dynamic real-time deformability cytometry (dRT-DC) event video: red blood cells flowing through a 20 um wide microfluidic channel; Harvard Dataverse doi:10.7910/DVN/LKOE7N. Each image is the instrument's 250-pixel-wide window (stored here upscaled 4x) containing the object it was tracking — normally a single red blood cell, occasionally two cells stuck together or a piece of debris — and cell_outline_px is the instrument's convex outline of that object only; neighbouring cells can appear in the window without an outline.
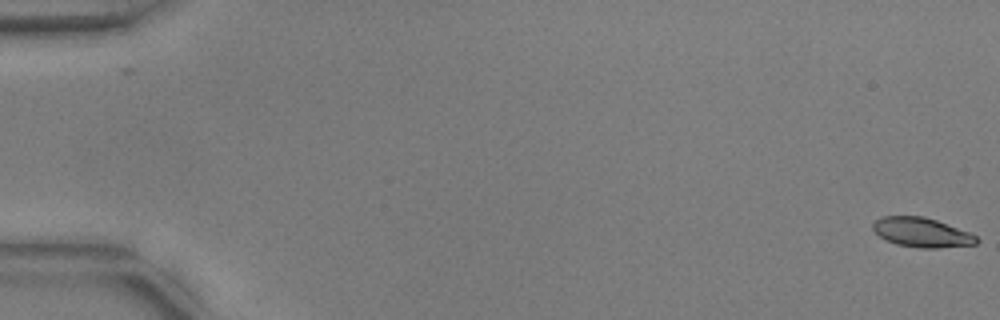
{"species": "common noctule bat (a hibernating species)", "species_latin": "Nyctalus noctula", "temperature_condition": "warm", "stored_images_in_passage": 55, "camera_frame_rate_fps": 3000, "um_per_image_px": 0.085, "animal": {"sex": "male", "body_mass_g": 17.9, "forearm_length_mm": 54.2}, "frame": {"image": 1, "passage_image": 1, "time_ms": 0.0, "image_size_px": [1000, 320], "cell_outline_px": [[980, 240], [976, 244], [936, 248], [920, 248], [896, 244], [884, 240], [872, 228], [872, 224], [876, 220], [884, 216], [924, 216], [936, 220], [968, 232], [976, 236]], "centroid_in_image_um": [78.33, 19.76], "position_along_channel_um": 6.7, "area_um2": 17.69}}
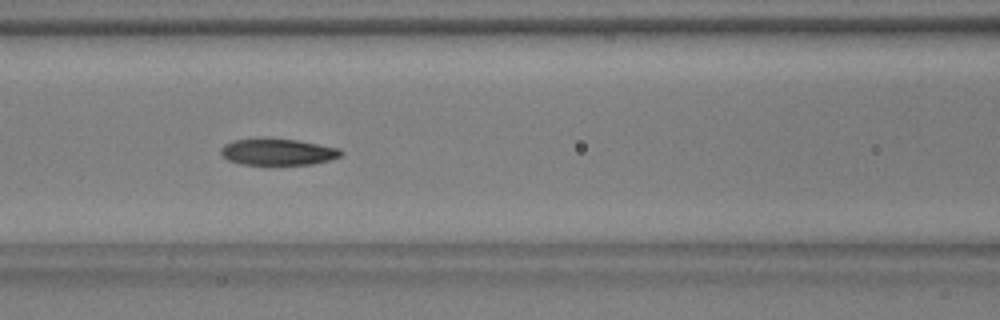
{"frame": {"image": 2, "passage_image": 25, "time_ms": 8.0, "image_size_px": [1000, 320], "cell_outline_px": [[344, 152], [340, 156], [328, 160], [312, 164], [240, 164], [228, 160], [220, 152], [220, 148], [224, 144], [232, 140], [260, 136], [268, 136], [296, 140], [340, 148]], "centroid_in_image_um": [23.56, 12.87], "position_along_channel_um": 143.0, "area_um2": 19.02}}
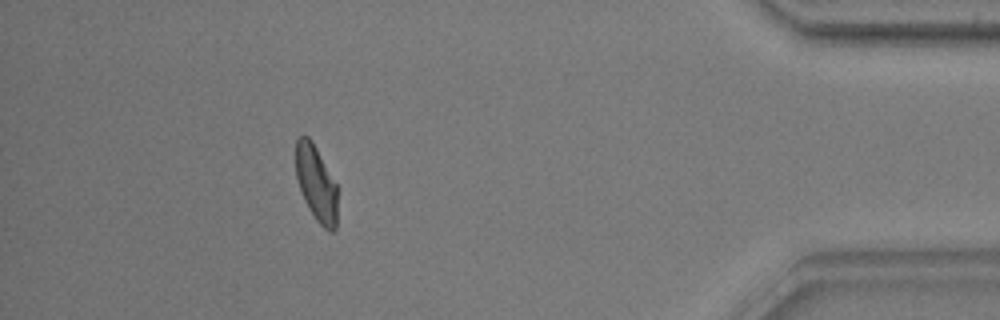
{"frame": {"image": 3, "passage_image": 50, "time_ms": 16.333, "image_size_px": [1000, 320], "cell_outline_px": [[340, 188], [336, 228], [332, 232], [328, 232], [316, 220], [308, 208], [304, 200], [296, 176], [296, 140], [300, 136], [308, 136], [312, 140]], "centroid_in_image_um": [26.94, 15.63], "position_along_channel_um": 408.3, "area_um2": 19.07}, "authors_computed_cell_mechanics": {"area_um2": 18.9584, "velocity_mm_per_s": 3.7492, "shape_relaxation_time_tau1_ms": 3.4836, "shape_relaxation_time_tau2_ms": 1.4488, "deformation_change_tau1": 0.1632, "deformation_change_tau2": 0.0805}}